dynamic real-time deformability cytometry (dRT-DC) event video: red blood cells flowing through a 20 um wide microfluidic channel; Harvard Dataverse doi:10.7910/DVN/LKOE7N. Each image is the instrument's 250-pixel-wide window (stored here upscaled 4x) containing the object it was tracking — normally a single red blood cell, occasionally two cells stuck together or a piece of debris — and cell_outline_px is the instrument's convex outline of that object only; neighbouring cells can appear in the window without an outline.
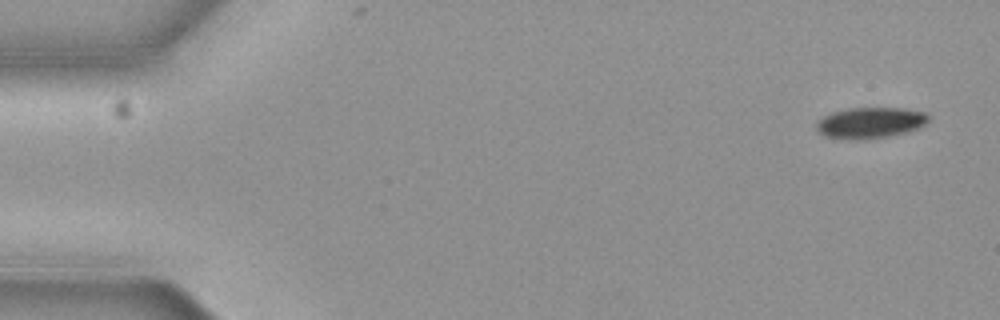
{"species": "common noctule bat (a hibernating species)", "species_latin": "Nyctalus noctula", "temperature_condition": "cold", "stored_images_in_passage": 5, "camera_frame_rate_fps": 3000, "um_per_image_px": 0.085, "animal": {"sex": "female", "body_mass_g": 19.3, "forearm_length_mm": 54.1}, "frame": {"image": 1, "passage_image": 1, "time_ms": 0.0, "image_size_px": [1000, 320], "cell_outline_px": [[928, 120], [920, 128], [888, 136], [856, 140], [852, 140], [824, 136], [816, 132], [816, 124], [824, 116], [832, 112], [848, 108], [904, 108], [924, 112], [928, 116]], "centroid_in_image_um": [73.94, 10.44], "position_along_channel_um": 11.1, "area_um2": 20.17}}
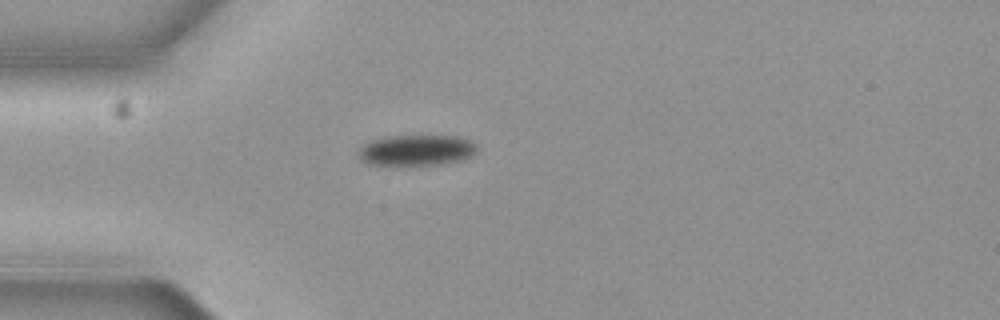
{"frame": {"image": 2, "passage_image": 4, "time_ms": 1.0, "image_size_px": [1000, 320], "cell_outline_px": [[476, 152], [460, 160], [440, 164], [368, 164], [360, 160], [356, 152], [364, 144], [372, 140], [384, 136], [460, 136], [472, 140], [476, 144]], "centroid_in_image_um": [35.37, 12.75], "position_along_channel_um": 49.6, "area_um2": 21.15}}